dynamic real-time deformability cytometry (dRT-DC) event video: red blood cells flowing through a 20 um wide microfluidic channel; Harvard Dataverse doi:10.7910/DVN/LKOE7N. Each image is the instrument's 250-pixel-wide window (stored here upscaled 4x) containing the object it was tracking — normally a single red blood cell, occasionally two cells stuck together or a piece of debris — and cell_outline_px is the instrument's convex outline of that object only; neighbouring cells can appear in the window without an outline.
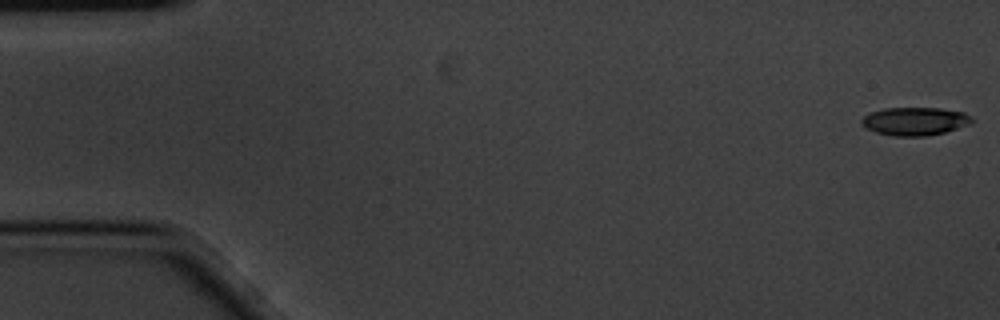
{"species": "common noctule bat (a hibernating species)", "species_latin": "Nyctalus noctula", "temperature_condition": "cold", "stored_images_in_passage": 4, "camera_frame_rate_fps": 3000, "um_per_image_px": 0.085, "animal": {"sex": "male", "body_mass_g": 20.1, "forearm_length_mm": 53.5}, "frame": {"image": 1, "passage_image": 1, "time_ms": 0.0, "image_size_px": [1000, 320], "cell_outline_px": [[972, 124], [944, 132], [928, 136], [892, 136], [876, 132], [864, 128], [860, 124], [860, 120], [864, 116], [872, 112], [884, 108], [940, 108], [964, 112], [972, 116]], "centroid_in_image_um": [77.76, 10.31], "position_along_channel_um": 7.2, "area_um2": 18.26}}